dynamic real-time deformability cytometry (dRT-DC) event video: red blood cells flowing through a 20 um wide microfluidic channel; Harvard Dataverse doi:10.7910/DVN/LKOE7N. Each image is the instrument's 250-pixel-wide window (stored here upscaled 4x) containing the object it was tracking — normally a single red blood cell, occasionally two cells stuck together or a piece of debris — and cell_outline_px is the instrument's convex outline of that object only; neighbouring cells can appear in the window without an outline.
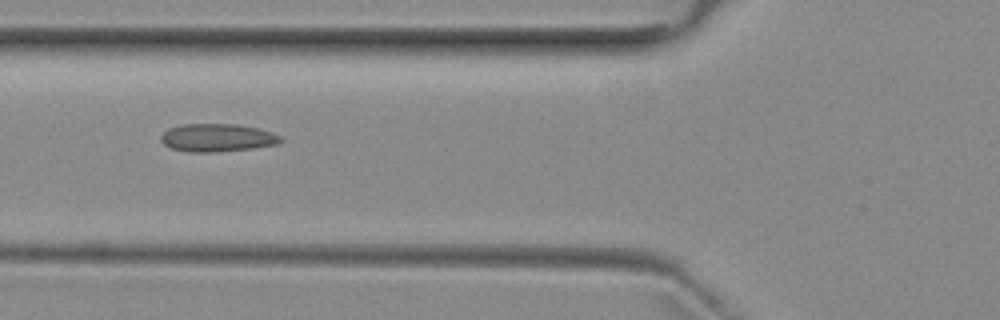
{"species": "common noctule bat (a hibernating species)", "species_latin": "Nyctalus noctula", "temperature_condition": "room temperature", "stored_images_in_passage": 5, "camera_frame_rate_fps": 3000, "um_per_image_px": 0.085, "animal": {"sex": "female", "body_mass_g": 29.2, "forearm_length_mm": 56.3}, "frame": {"image": 1, "passage_image": 3, "time_ms": 3.333, "image_size_px": [1000, 320], "cell_outline_px": [[284, 140], [280, 144], [252, 148], [216, 152], [184, 152], [172, 148], [164, 144], [160, 140], [160, 136], [168, 128], [180, 124], [240, 124], [260, 128], [272, 132], [280, 136]], "centroid_in_image_um": [18.48, 11.7], "position_along_channel_um": 107.3, "area_um2": 19.83}}
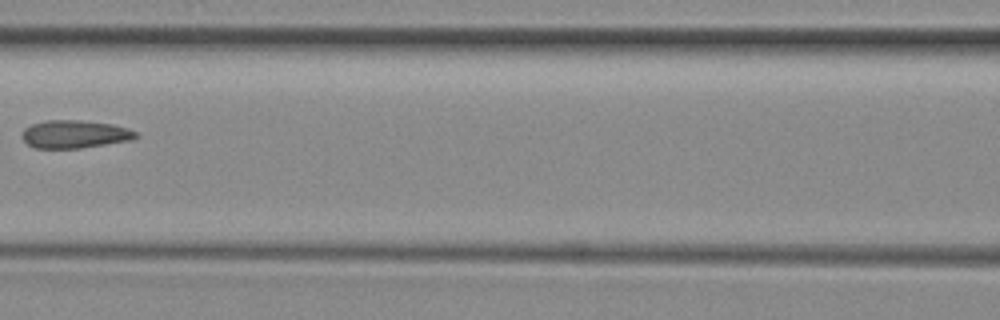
{"frame": {"image": 2, "passage_image": 4, "time_ms": 4.667, "image_size_px": [1000, 320], "cell_outline_px": [[140, 136], [132, 140], [80, 148], [36, 148], [28, 144], [20, 136], [24, 128], [32, 124], [44, 120], [80, 120], [112, 124], [128, 128], [136, 132]], "centroid_in_image_um": [6.35, 11.4], "position_along_channel_um": 160.3, "area_um2": 18.61}}
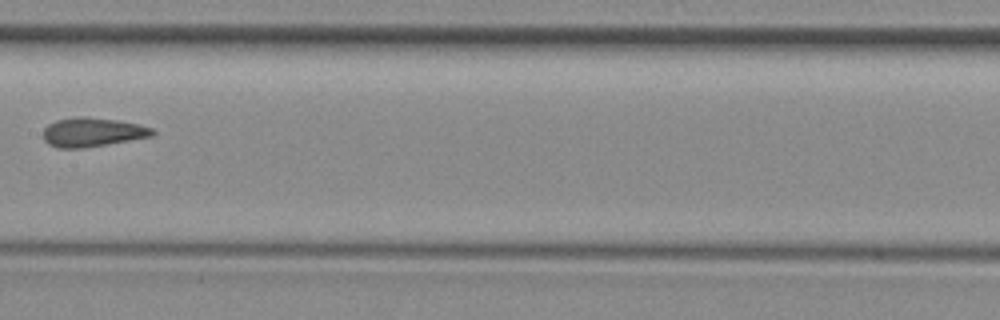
{"frame": {"image": 3, "passage_image": 5, "time_ms": 5.667, "image_size_px": [1000, 320], "cell_outline_px": [[156, 132], [152, 136], [84, 148], [56, 148], [48, 144], [44, 140], [44, 128], [48, 124], [56, 120], [76, 116], [88, 116], [116, 120], [140, 124], [152, 128]], "centroid_in_image_um": [7.84, 11.23], "position_along_channel_um": 199.6, "area_um2": 18.61}}